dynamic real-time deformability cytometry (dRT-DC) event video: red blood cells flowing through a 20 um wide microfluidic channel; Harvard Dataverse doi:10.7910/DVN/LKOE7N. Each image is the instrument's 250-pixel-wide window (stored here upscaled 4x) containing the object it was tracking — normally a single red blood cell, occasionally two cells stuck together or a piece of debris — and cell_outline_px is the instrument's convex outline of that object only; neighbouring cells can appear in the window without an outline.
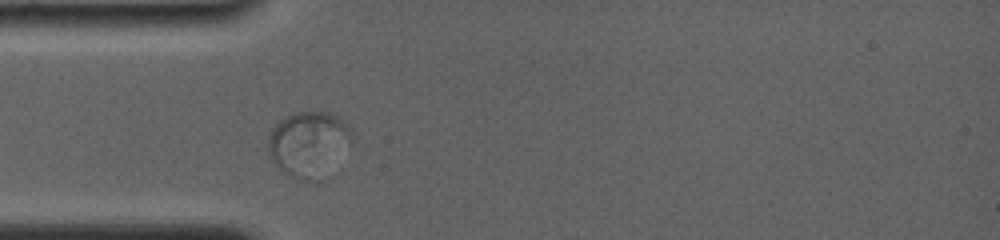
{"species": "common noctule bat (a hibernating species)", "species_latin": "Nyctalus noctula", "temperature_condition": "room temperature", "stored_images_in_passage": 25, "camera_frame_rate_fps": 4000, "um_per_image_px": 0.085, "animal": {"sex": "female", "body_mass_g": 19.0, "forearm_length_mm": 56.7}, "frame": {"image": 1, "passage_image": 4, "time_ms": 1.25, "image_size_px": [1000, 240], "cell_outline_px": [[348, 140], [308, 180], [292, 176], [284, 172], [268, 156], [268, 136], [272, 128], [280, 120], [296, 112], [332, 112], [348, 128]], "centroid_in_image_um": [26.0, 12.08], "position_along_channel_um": 59.0, "area_um2": 28.44}}
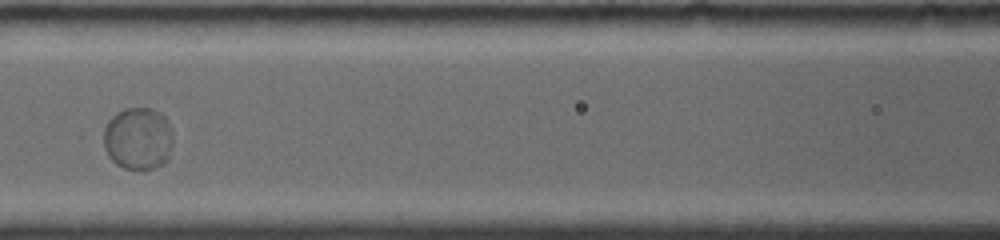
{"frame": {"image": 2, "passage_image": 10, "time_ms": 4.0, "image_size_px": [1000, 240], "cell_outline_px": [[172, 132], [168, 156], [164, 164], [140, 172], [124, 168], [116, 164], [108, 156], [104, 148], [104, 128], [108, 120], [112, 116], [124, 108], [152, 108], [160, 112], [164, 116]], "centroid_in_image_um": [11.71, 11.79], "position_along_channel_um": 154.9, "area_um2": 25.43}}
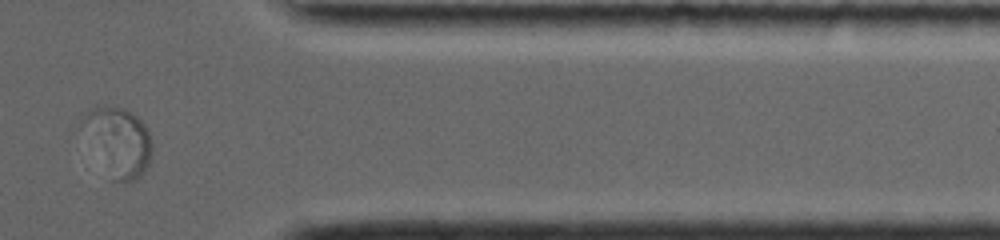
{"frame": {"image": 3, "passage_image": 22, "time_ms": 11.0, "image_size_px": [1000, 240], "cell_outline_px": [[152, 152], [148, 164], [144, 172], [136, 180], [112, 180], [80, 120], [84, 112], [96, 104], [104, 104], [124, 108], [132, 112], [144, 124], [148, 132], [152, 144]], "centroid_in_image_um": [10.09, 11.95], "position_along_channel_um": 401.3, "area_um2": 27.17}}